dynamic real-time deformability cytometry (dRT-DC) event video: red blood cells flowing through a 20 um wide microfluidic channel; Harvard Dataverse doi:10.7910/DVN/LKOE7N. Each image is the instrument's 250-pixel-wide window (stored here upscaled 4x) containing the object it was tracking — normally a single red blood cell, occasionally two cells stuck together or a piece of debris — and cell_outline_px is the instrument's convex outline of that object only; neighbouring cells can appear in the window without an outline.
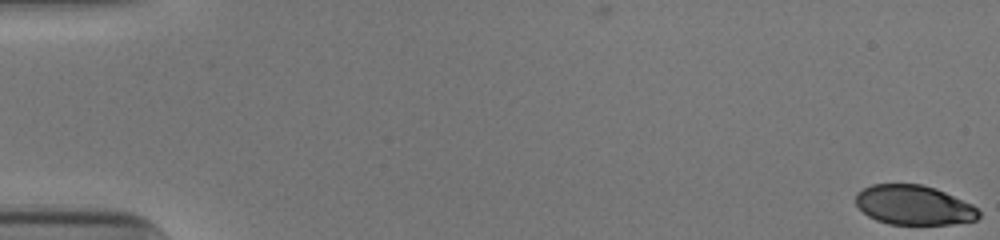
{"species": "human", "species_latin": "Homo sapiens", "temperature_condition": "cold", "stored_images_in_passage": 54, "camera_frame_rate_fps": 3000, "um_per_image_px": 0.085, "donor": {"sex": "male"}, "frame": {"image": 1, "passage_image": 1, "time_ms": 0.0, "image_size_px": [1000, 240], "cell_outline_px": [[980, 216], [976, 220], [952, 224], [888, 224], [876, 220], [868, 216], [856, 204], [856, 192], [872, 184], [920, 184], [936, 188], [972, 204], [980, 212]], "centroid_in_image_um": [77.68, 17.43], "position_along_channel_um": 7.3, "area_um2": 28.38}}
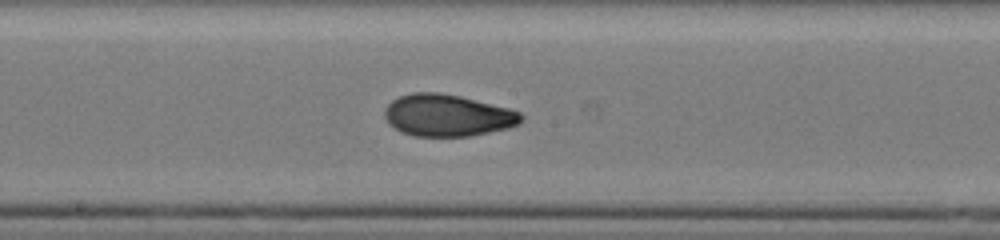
{"frame": {"image": 2, "passage_image": 30, "time_ms": 9.667, "image_size_px": [1000, 240], "cell_outline_px": [[524, 116], [520, 124], [508, 128], [472, 136], [412, 136], [400, 132], [388, 124], [384, 116], [384, 108], [392, 100], [400, 96], [412, 92], [436, 92], [460, 96], [508, 108], [520, 112]], "centroid_in_image_um": [38.01, 9.81], "position_along_channel_um": 210.2, "area_um2": 33.58}}
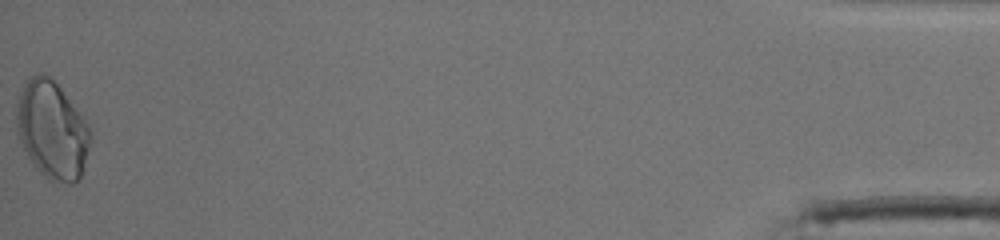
{"frame": {"image": 3, "passage_image": 54, "time_ms": 17.667, "image_size_px": [1000, 240], "cell_outline_px": [[92, 140], [80, 180], [72, 184], [68, 184], [48, 180], [32, 164], [16, 136], [16, 104], [24, 84], [28, 76], [40, 72], [44, 72], [60, 88], [84, 116], [92, 132]], "centroid_in_image_um": [4.43, 11.07], "position_along_channel_um": 430.8, "area_um2": 42.89}, "authors_computed_cell_mechanics": {"area_um2": 32.8015, "velocity_mm_per_s": 3.8967, "shape_relaxation_time_tau1_ms": 8.2058, "shape_relaxation_time_tau2_ms": 1.3152, "deformation_change_tau1": 0.2299, "deformation_change_tau2": 0.0575}}